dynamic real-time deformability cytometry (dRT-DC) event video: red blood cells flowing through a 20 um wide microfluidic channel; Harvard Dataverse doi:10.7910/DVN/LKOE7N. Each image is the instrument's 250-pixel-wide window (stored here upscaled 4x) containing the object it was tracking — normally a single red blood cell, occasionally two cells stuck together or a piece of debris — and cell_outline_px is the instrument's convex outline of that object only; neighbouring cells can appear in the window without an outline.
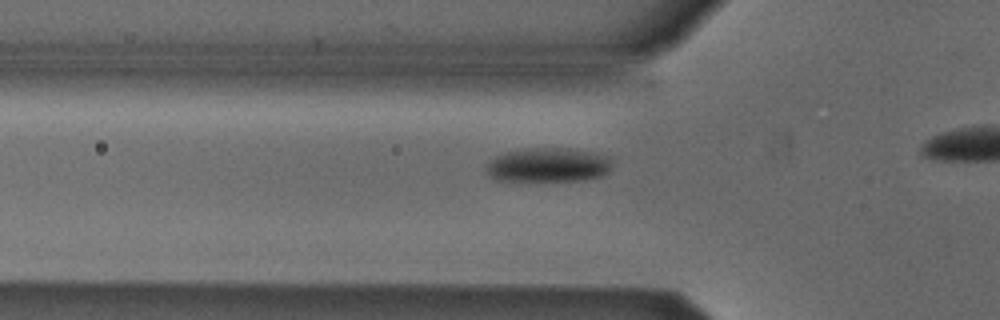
{"species": "Egyptian fruit bat (a non-hibernating species)", "species_latin": "Rousettus aegyptiacus", "temperature_condition": "cold", "stored_images_in_passage": 15, "camera_frame_rate_fps": 3000, "um_per_image_px": 0.085, "animal": {"sex": "male"}, "frame": {"image": 1, "passage_image": 3, "time_ms": 0.667, "image_size_px": [1000, 320], "cell_outline_px": [[612, 160], [608, 172], [600, 176], [580, 180], [496, 180], [488, 172], [488, 164], [496, 156], [504, 152], [532, 148], [568, 148], [596, 152], [612, 156]], "centroid_in_image_um": [46.67, 14.0], "position_along_channel_um": 79.1, "area_um2": 24.85}}
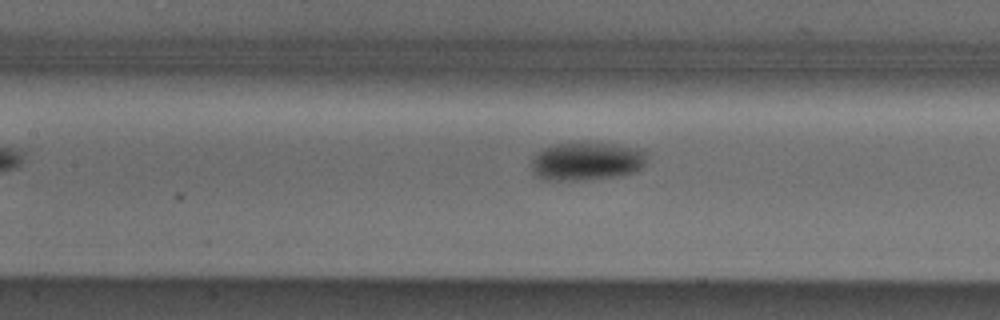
{"frame": {"image": 2, "passage_image": 9, "time_ms": 2.667, "image_size_px": [1000, 320], "cell_outline_px": [[648, 160], [636, 172], [620, 176], [584, 180], [540, 180], [536, 176], [532, 168], [532, 156], [540, 148], [552, 144], [584, 140], [616, 144], [640, 148], [648, 152]], "centroid_in_image_um": [49.87, 13.66], "position_along_channel_um": 157.5, "area_um2": 27.05}}
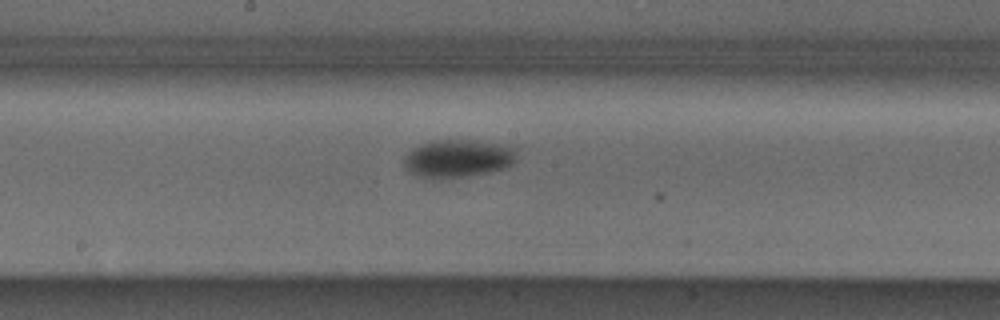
{"frame": {"image": 3, "passage_image": 13, "time_ms": 4.0, "image_size_px": [1000, 320], "cell_outline_px": [[516, 160], [512, 164], [504, 168], [488, 172], [464, 176], [416, 176], [404, 168], [404, 160], [408, 152], [412, 148], [420, 144], [432, 140], [472, 140], [500, 144], [516, 148]], "centroid_in_image_um": [38.93, 13.43], "position_along_channel_um": 209.3, "area_um2": 24.39}}